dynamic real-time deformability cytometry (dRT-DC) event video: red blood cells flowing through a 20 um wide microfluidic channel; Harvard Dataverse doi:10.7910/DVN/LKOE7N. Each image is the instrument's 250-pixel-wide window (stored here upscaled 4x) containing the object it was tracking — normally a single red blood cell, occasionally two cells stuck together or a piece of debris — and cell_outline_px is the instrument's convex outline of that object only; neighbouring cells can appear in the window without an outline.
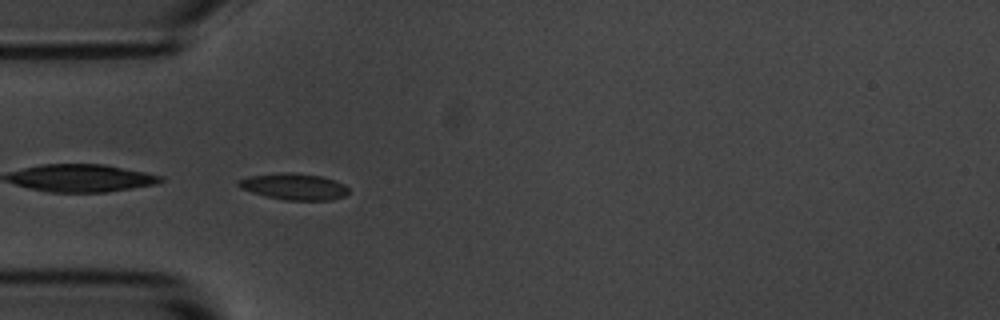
{"species": "common noctule bat (a hibernating species)", "species_latin": "Nyctalus noctula", "temperature_condition": "room temperature", "stored_images_in_passage": 5, "camera_frame_rate_fps": 3000, "um_per_image_px": 0.085, "animal": {"sex": "male", "body_mass_g": 20.1, "forearm_length_mm": 53.5}, "frame": {"image": 1, "passage_image": 4, "time_ms": 3.333, "image_size_px": [1000, 320], "cell_outline_px": [[348, 192], [344, 196], [332, 200], [284, 200], [264, 196], [240, 188], [236, 184], [236, 180], [248, 176], [280, 172], [292, 172], [324, 176], [336, 180], [344, 184], [348, 188]], "centroid_in_image_um": [24.97, 15.84], "position_along_channel_um": 60.0, "area_um2": 17.28}}